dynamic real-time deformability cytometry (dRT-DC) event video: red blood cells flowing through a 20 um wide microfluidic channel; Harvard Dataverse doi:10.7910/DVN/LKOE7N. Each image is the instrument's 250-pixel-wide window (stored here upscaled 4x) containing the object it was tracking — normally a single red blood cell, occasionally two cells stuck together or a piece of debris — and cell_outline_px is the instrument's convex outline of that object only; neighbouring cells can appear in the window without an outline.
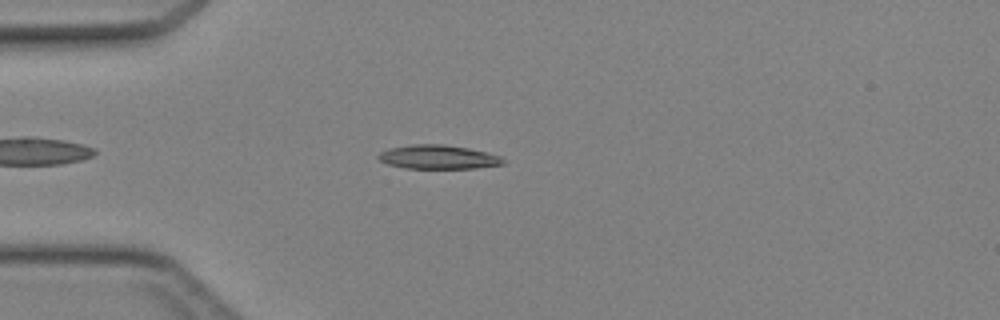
{"species": "Egyptian fruit bat (a non-hibernating species)", "species_latin": "Rousettus aegyptiacus", "temperature_condition": "cold", "stored_images_in_passage": 39, "camera_frame_rate_fps": 3000, "um_per_image_px": 0.085, "animal": {"sex": "female"}, "frame": {"image": 1, "passage_image": 6, "time_ms": 1.667, "image_size_px": [1000, 320], "cell_outline_px": [[508, 160], [504, 164], [476, 168], [404, 168], [388, 164], [380, 160], [376, 156], [380, 152], [388, 148], [412, 144], [444, 144], [468, 148], [500, 156]], "centroid_in_image_um": [37.24, 13.34], "position_along_channel_um": 47.8, "area_um2": 17.46}}
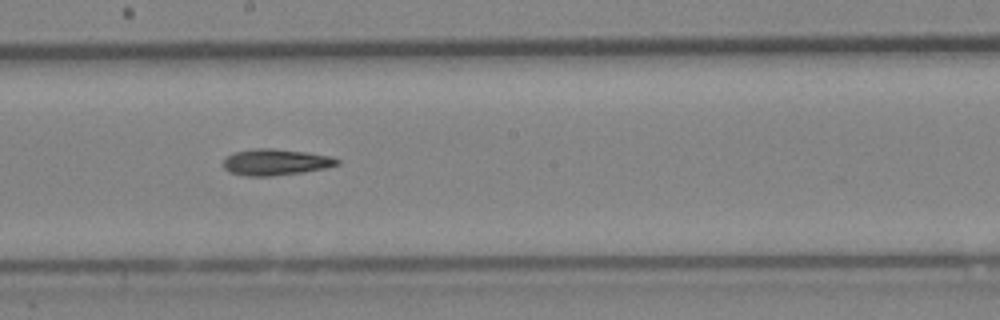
{"frame": {"image": 2, "passage_image": 19, "time_ms": 6.0, "image_size_px": [1000, 320], "cell_outline_px": [[340, 164], [324, 168], [300, 172], [272, 176], [244, 176], [228, 172], [224, 168], [224, 160], [232, 152], [256, 148], [272, 148], [308, 152], [332, 156], [340, 160]], "centroid_in_image_um": [23.42, 13.77], "position_along_channel_um": 224.8, "area_um2": 17.51}}
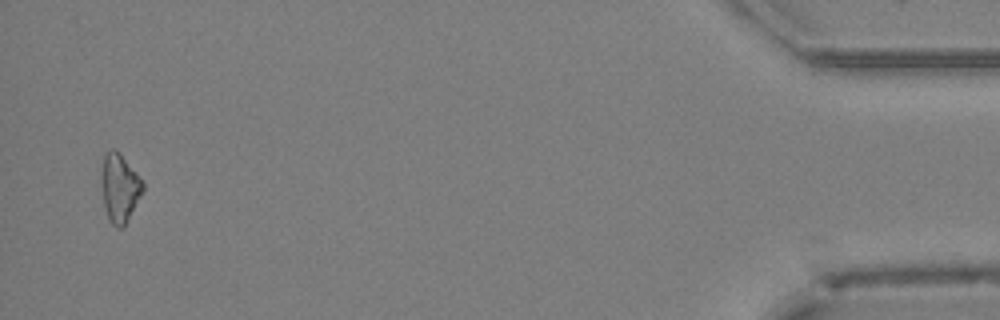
{"frame": {"image": 3, "passage_image": 38, "time_ms": 12.333, "image_size_px": [1000, 320], "cell_outline_px": [[144, 192], [124, 228], [116, 228], [112, 224], [108, 216], [104, 204], [100, 184], [100, 172], [104, 156], [112, 148], [116, 148], [120, 152], [136, 172], [144, 184]], "centroid_in_image_um": [10.17, 15.97], "position_along_channel_um": 425.0, "area_um2": 16.94}}